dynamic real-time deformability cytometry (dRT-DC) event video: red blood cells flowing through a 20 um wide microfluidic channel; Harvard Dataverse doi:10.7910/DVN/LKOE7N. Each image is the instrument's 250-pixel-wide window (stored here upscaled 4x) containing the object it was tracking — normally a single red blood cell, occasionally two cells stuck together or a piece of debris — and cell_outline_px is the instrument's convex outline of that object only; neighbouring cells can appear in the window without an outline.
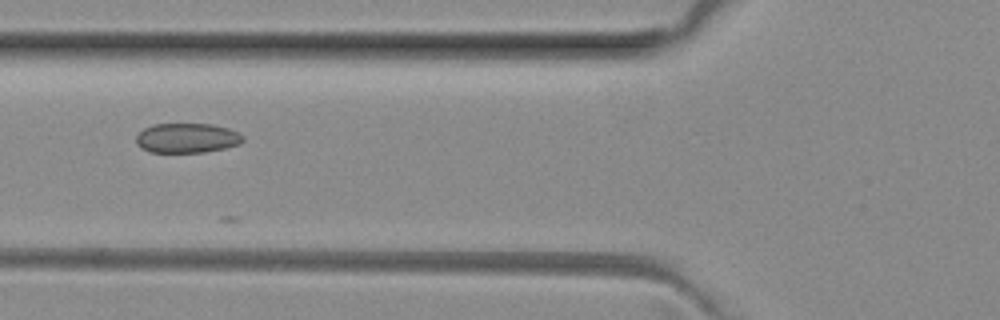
{"species": "common noctule bat (a hibernating species)", "species_latin": "Nyctalus noctula", "temperature_condition": "room temperature", "stored_images_in_passage": 27, "camera_frame_rate_fps": 3000, "um_per_image_px": 0.085, "animal": {"sex": "female", "body_mass_g": 29.2, "forearm_length_mm": 56.3}, "frame": {"image": 1, "passage_image": 20, "time_ms": 6.333, "image_size_px": [1000, 320], "cell_outline_px": [[244, 140], [240, 144], [224, 148], [204, 152], [148, 152], [140, 148], [136, 144], [136, 136], [144, 128], [152, 124], [212, 124], [228, 128], [244, 136]], "centroid_in_image_um": [15.87, 11.73], "position_along_channel_um": 109.9, "area_um2": 18.55}}